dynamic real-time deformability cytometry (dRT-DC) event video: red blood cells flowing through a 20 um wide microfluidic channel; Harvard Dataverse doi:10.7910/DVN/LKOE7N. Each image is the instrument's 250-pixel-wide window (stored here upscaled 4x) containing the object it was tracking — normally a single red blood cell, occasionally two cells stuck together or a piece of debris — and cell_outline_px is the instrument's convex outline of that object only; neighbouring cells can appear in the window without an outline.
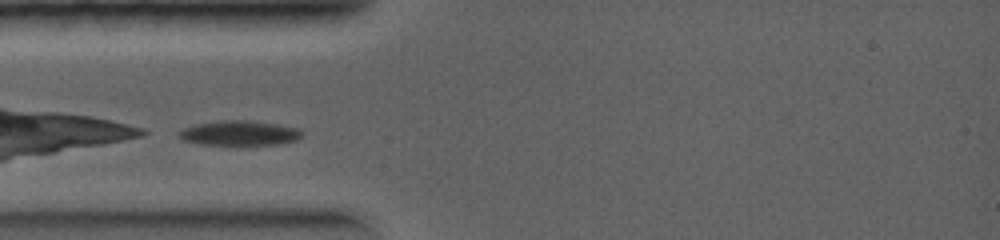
{"species": "common noctule bat (a hibernating species)", "species_latin": "Nyctalus noctula", "temperature_condition": "warm", "stored_images_in_passage": 15, "camera_frame_rate_fps": 5000, "um_per_image_px": 0.085, "animal": {"sex": "female", "body_mass_g": 19.0, "forearm_length_mm": 56.7}, "frame": {"image": 1, "passage_image": 1, "time_ms": 0.0, "image_size_px": [1000, 240], "cell_outline_px": [[304, 132], [296, 140], [280, 144], [200, 144], [184, 140], [176, 132], [184, 128], [196, 124], [220, 120], [252, 120], [276, 124], [296, 128]], "centroid_in_image_um": [20.34, 11.3], "position_along_channel_um": 64.7, "area_um2": 17.57}}
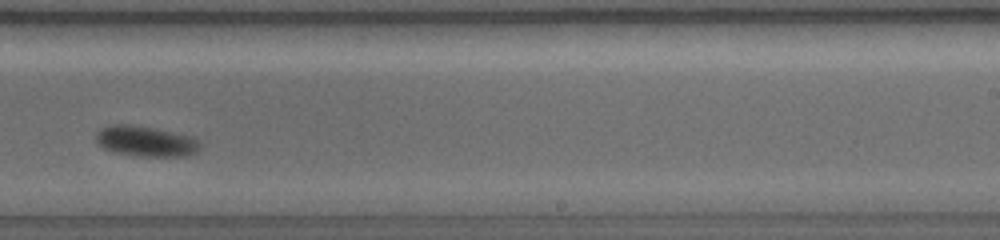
{"frame": {"image": 2, "passage_image": 9, "time_ms": 3.4, "image_size_px": [1000, 240], "cell_outline_px": [[200, 148], [196, 152], [188, 156], [140, 156], [112, 152], [104, 148], [96, 140], [96, 132], [100, 128], [112, 124], [132, 124], [156, 128], [192, 136], [200, 140]], "centroid_in_image_um": [12.41, 11.99], "position_along_channel_um": 276.6, "area_um2": 18.73}}